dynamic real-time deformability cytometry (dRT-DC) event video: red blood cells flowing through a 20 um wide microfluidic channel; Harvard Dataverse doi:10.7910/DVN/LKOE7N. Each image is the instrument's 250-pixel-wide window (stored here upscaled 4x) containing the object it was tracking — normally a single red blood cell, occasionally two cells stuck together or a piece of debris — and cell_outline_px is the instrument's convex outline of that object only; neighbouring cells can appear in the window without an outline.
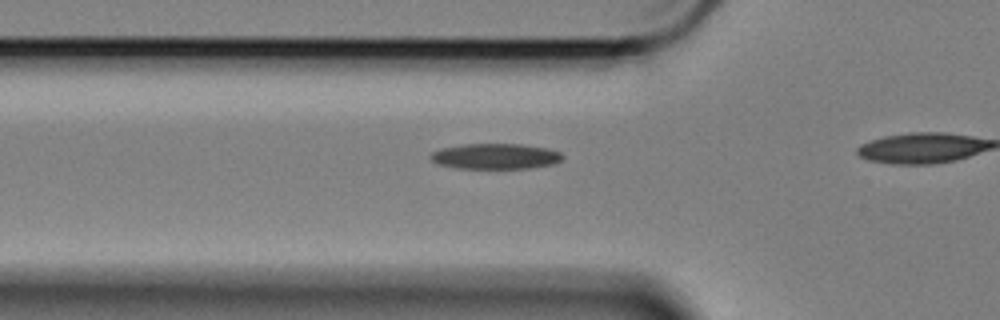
{"species": "Egyptian fruit bat (a non-hibernating species)", "species_latin": "Rousettus aegyptiacus", "temperature_condition": "cold", "stored_images_in_passage": 7, "camera_frame_rate_fps": 3000, "um_per_image_px": 0.085, "animal": {"sex": "female"}, "frame": {"image": 1, "passage_image": 2, "time_ms": 0.333, "image_size_px": [1000, 320], "cell_outline_px": [[564, 156], [560, 160], [552, 164], [528, 168], [456, 168], [440, 164], [432, 160], [428, 156], [432, 152], [440, 148], [464, 144], [520, 144], [548, 148], [560, 152]], "centroid_in_image_um": [42.09, 13.27], "position_along_channel_um": 83.7, "area_um2": 19.54}}
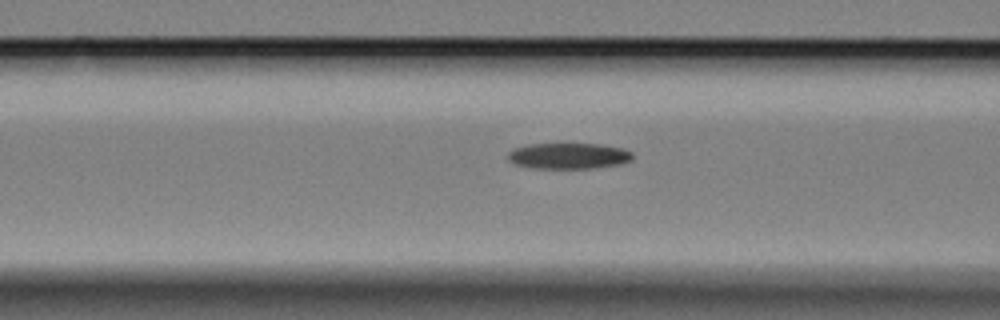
{"frame": {"image": 2, "passage_image": 5, "time_ms": 1.333, "image_size_px": [1000, 320], "cell_outline_px": [[632, 160], [620, 164], [592, 168], [536, 168], [516, 164], [508, 160], [508, 152], [512, 148], [528, 144], [600, 144], [624, 148], [632, 152]], "centroid_in_image_um": [48.33, 13.24], "position_along_channel_um": 118.3, "area_um2": 18.84}}